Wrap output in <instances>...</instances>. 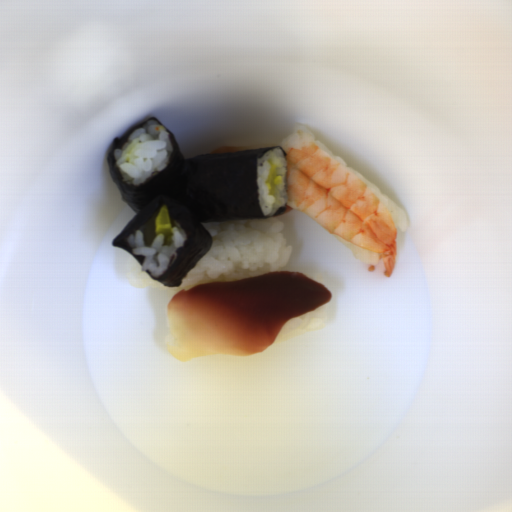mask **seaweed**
Instances as JSON below:
<instances>
[{
  "mask_svg": "<svg viewBox=\"0 0 512 512\" xmlns=\"http://www.w3.org/2000/svg\"><path fill=\"white\" fill-rule=\"evenodd\" d=\"M149 120L158 121L170 133L171 160L162 172L142 186L129 185L119 174L114 150ZM275 148H281L287 163V153L280 145L186 158L175 135L156 117L131 127L114 138L106 158L108 171L121 192L122 200L135 212V216L113 239L112 246L126 250L142 266L144 257L133 253L127 238L166 206L169 216L183 228L187 238L182 246L176 248L177 259L166 272L158 278L148 270L146 272L166 287H179L187 272L210 251L213 244L210 232L202 224L263 220L285 212L286 205L279 207L273 215L265 216L257 192L258 162Z\"/></svg>",
  "mask_w": 512,
  "mask_h": 512,
  "instance_id": "1",
  "label": "seaweed"
}]
</instances>
